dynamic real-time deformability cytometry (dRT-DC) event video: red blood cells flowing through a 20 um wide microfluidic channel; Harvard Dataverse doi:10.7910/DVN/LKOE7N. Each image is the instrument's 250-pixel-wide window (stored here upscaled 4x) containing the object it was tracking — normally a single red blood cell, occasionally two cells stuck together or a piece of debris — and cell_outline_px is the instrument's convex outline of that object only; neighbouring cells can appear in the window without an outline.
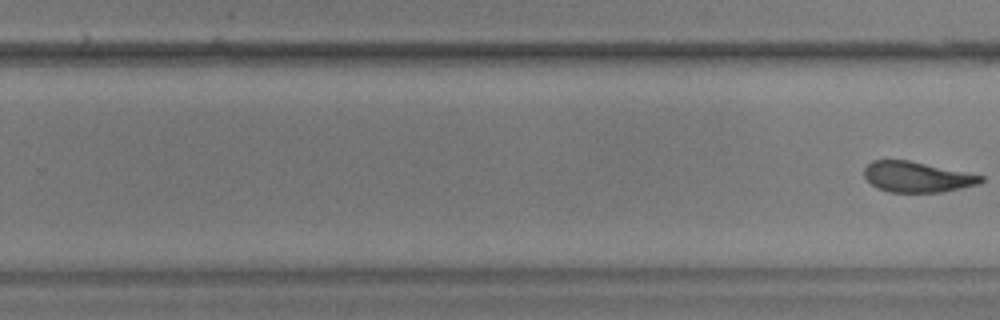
{"species": "common noctule bat (a hibernating species)", "species_latin": "Nyctalus noctula", "temperature_condition": "warm", "stored_images_in_passage": 23, "camera_frame_rate_fps": 3000, "um_per_image_px": 0.085, "animal": {"sex": "male", "body_mass_g": 17.9, "forearm_length_mm": 54.2}, "frame": {"image": 1, "passage_image": 23, "time_ms": 7.333, "image_size_px": [1000, 320], "cell_outline_px": [[984, 180], [980, 184], [944, 192], [888, 192], [876, 188], [864, 176], [864, 168], [872, 160], [908, 160], [984, 176]], "centroid_in_image_um": [77.94, 15.05], "position_along_channel_um": 251.9, "area_um2": 20.75}}